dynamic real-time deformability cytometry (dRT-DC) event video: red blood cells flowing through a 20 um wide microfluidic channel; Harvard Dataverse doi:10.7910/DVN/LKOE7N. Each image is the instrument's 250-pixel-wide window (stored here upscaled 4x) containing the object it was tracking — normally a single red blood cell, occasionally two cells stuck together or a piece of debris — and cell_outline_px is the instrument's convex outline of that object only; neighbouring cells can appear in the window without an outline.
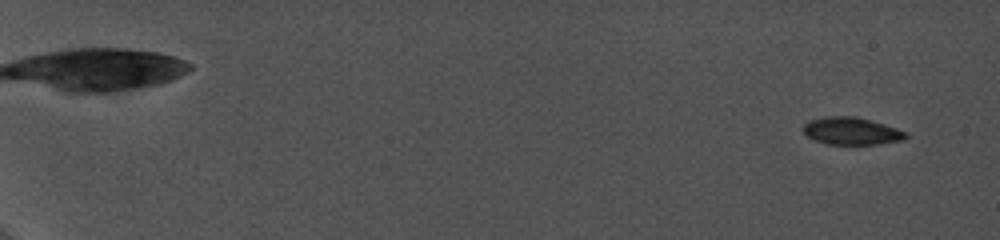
{"species": "common noctule bat (a hibernating species)", "species_latin": "Nyctalus noctula", "temperature_condition": "cold", "stored_images_in_passage": 19, "camera_frame_rate_fps": 5000, "um_per_image_px": 0.085, "animal": {"sex": "female", "body_mass_g": 19.0, "forearm_length_mm": 56.7}, "frame": {"image": 1, "passage_image": 4, "time_ms": 1.2, "image_size_px": [1000, 240], "cell_outline_px": [[908, 136], [904, 140], [880, 144], [828, 144], [804, 136], [800, 128], [808, 120], [824, 116], [856, 116], [884, 124], [908, 132]], "centroid_in_image_um": [72.33, 11.13], "position_along_channel_um": 12.7, "area_um2": 16.7}}